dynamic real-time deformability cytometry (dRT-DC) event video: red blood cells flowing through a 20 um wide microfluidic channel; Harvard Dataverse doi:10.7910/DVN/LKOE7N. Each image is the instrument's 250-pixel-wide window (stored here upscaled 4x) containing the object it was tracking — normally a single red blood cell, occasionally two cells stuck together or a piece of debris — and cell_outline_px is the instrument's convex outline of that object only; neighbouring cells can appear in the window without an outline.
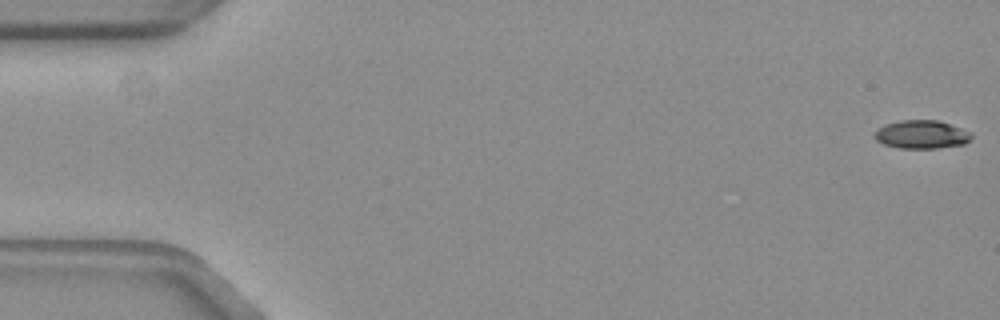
{"species": "common noctule bat (a hibernating species)", "species_latin": "Nyctalus noctula", "temperature_condition": "warm", "stored_images_in_passage": 53, "camera_frame_rate_fps": 3000, "um_per_image_px": 0.085, "animal": {"sex": "female", "body_mass_g": 19.3, "forearm_length_mm": 54.1}, "frame": {"image": 1, "passage_image": 1, "time_ms": 0.0, "image_size_px": [1000, 320], "cell_outline_px": [[972, 136], [964, 144], [936, 148], [900, 148], [884, 144], [876, 140], [876, 128], [884, 124], [900, 120], [936, 120], [972, 132]], "centroid_in_image_um": [78.31, 11.42], "position_along_channel_um": 6.7, "area_um2": 15.84}}
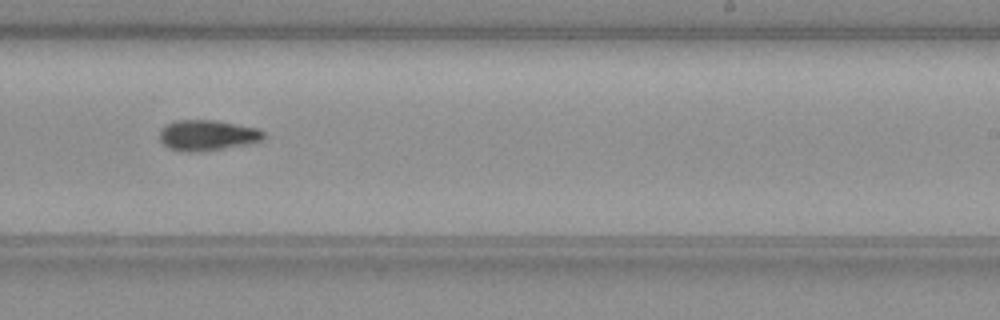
{"frame": {"image": 2, "passage_image": 34, "time_ms": 11.0, "image_size_px": [1000, 320], "cell_outline_px": [[264, 136], [260, 140], [244, 144], [196, 152], [180, 152], [168, 148], [160, 140], [160, 128], [176, 120], [216, 120], [256, 128], [264, 132]], "centroid_in_image_um": [17.55, 11.49], "position_along_channel_um": 271.5, "area_um2": 18.26}}
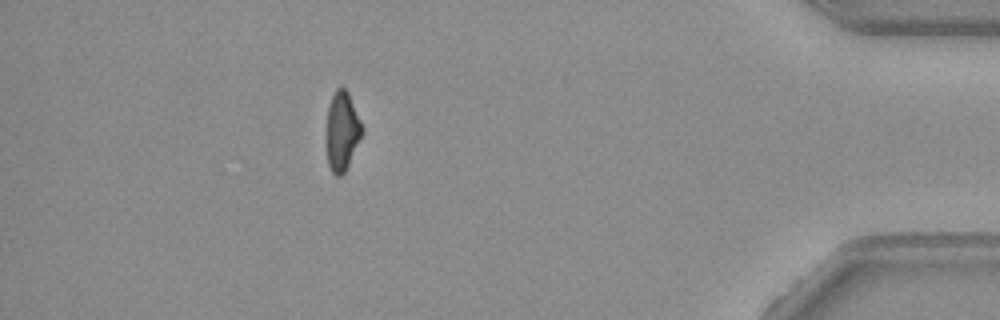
{"frame": {"image": 3, "passage_image": 49, "time_ms": 16.0, "image_size_px": [1000, 320], "cell_outline_px": [[364, 132], [344, 172], [340, 176], [336, 176], [332, 172], [328, 164], [328, 108], [332, 96], [336, 88], [344, 88], [348, 92], [360, 120]], "centroid_in_image_um": [29.1, 11.14], "position_along_channel_um": 406.1, "area_um2": 15.84}}